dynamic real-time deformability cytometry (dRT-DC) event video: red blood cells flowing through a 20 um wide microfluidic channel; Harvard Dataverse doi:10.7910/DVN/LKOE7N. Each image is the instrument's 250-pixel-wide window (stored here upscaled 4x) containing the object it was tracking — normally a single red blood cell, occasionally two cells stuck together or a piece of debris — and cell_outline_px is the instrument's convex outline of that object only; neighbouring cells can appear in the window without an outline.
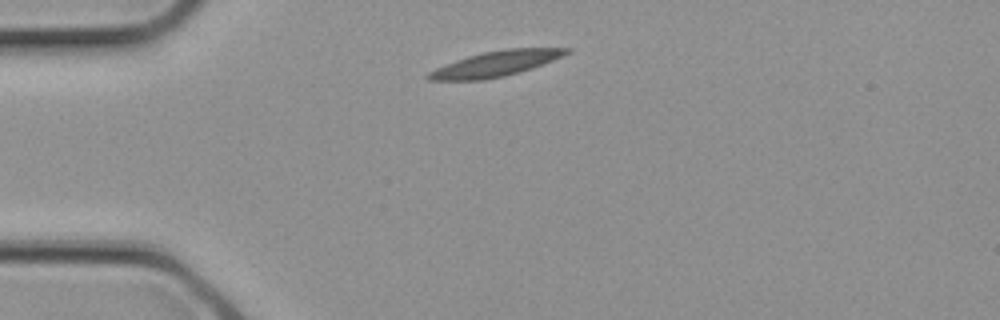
{"species": "common noctule bat (a hibernating species)", "species_latin": "Nyctalus noctula", "temperature_condition": "cold", "stored_images_in_passage": 1, "camera_frame_rate_fps": 3000, "um_per_image_px": 0.085, "animal": {"sex": "female", "body_mass_g": 21.9}, "frame": {"image": 1, "passage_image": 1, "time_ms": 0.0, "image_size_px": [1000, 320], "cell_outline_px": [[572, 52], [564, 56], [532, 68], [520, 72], [504, 76], [484, 80], [428, 80], [424, 76], [428, 72], [436, 68], [456, 60], [468, 56], [484, 52], [508, 48], [572, 48]], "centroid_in_image_um": [42.16, 5.42], "position_along_channel_um": 42.8, "area_um2": 20.4}}